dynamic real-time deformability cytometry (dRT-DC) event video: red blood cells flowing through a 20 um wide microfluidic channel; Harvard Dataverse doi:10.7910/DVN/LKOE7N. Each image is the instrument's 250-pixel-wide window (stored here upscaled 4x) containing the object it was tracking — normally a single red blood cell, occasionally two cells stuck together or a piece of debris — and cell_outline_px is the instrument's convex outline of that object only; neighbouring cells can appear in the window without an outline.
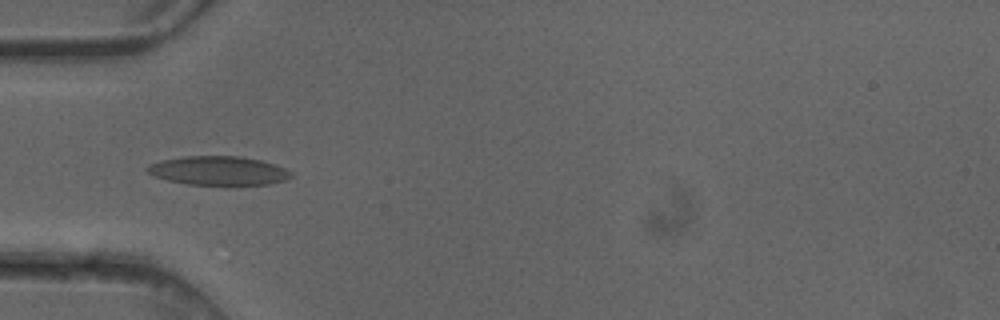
{"species": "common noctule bat (a hibernating species)", "species_latin": "Nyctalus noctula", "temperature_condition": "cold", "stored_images_in_passage": 5, "camera_frame_rate_fps": 3000, "um_per_image_px": 0.085, "animal": {"sex": "female"}, "frame": {"image": 1, "passage_image": 4, "time_ms": 1.0, "image_size_px": [1000, 320], "cell_outline_px": [[292, 176], [284, 180], [268, 184], [188, 184], [168, 180], [152, 176], [144, 168], [148, 164], [160, 160], [184, 156], [240, 156], [260, 160], [284, 168], [292, 172]], "centroid_in_image_um": [18.5, 14.49], "position_along_channel_um": 66.5, "area_um2": 24.04}}
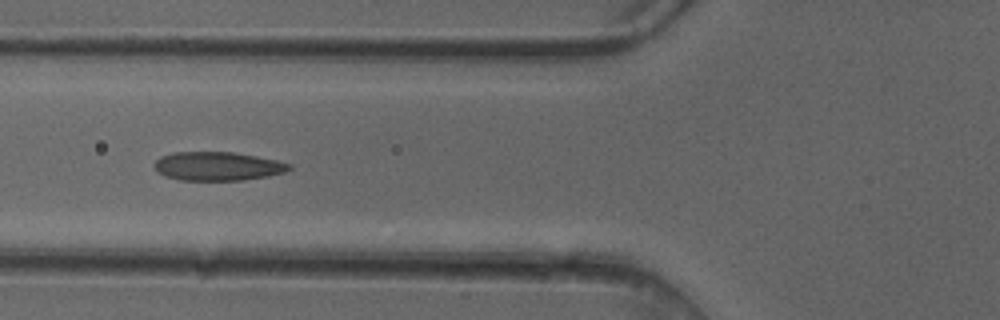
{"frame": {"image": 2, "passage_image": 5, "time_ms": 1.333, "image_size_px": [1000, 320], "cell_outline_px": [[292, 168], [284, 172], [268, 176], [244, 180], [180, 180], [164, 176], [156, 172], [152, 164], [160, 156], [172, 152], [232, 152], [256, 156], [276, 160], [292, 164]], "centroid_in_image_um": [18.45, 14.13], "position_along_channel_um": 107.3, "area_um2": 22.77}}